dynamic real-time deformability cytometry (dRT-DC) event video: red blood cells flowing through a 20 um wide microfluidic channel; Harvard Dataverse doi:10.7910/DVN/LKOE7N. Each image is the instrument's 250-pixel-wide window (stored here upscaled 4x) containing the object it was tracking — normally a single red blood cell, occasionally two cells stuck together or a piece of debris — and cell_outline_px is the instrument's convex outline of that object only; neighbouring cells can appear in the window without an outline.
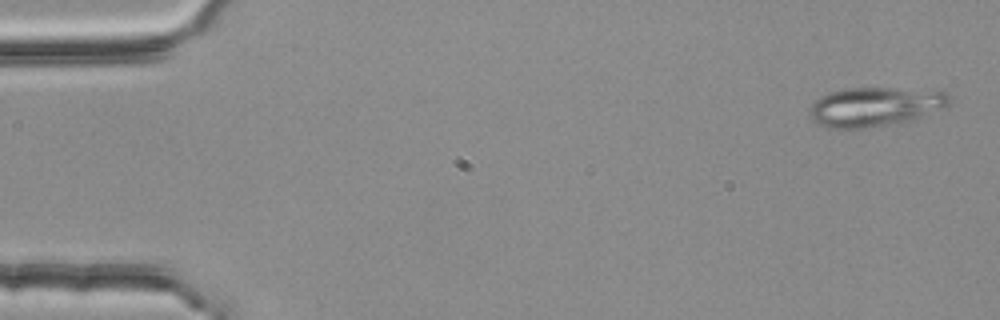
{"species": "common noctule bat (a hibernating species)", "species_latin": "Nyctalus noctula", "temperature_condition": "room temperature", "stored_images_in_passage": 5, "camera_frame_rate_fps": 3000, "um_per_image_px": 0.085, "animal": {"sex": "female", "body_mass_g": 25.1}, "frame": {"image": 1, "passage_image": 1, "time_ms": 0.0, "image_size_px": [1000, 320], "cell_outline_px": [[952, 100], [948, 104], [924, 116], [900, 124], [868, 128], [824, 128], [816, 124], [812, 120], [808, 112], [808, 108], [820, 96], [828, 92], [844, 88], [940, 88], [948, 92], [952, 96]], "centroid_in_image_um": [74.42, 9.06], "position_along_channel_um": 10.6, "area_um2": 33.18}}